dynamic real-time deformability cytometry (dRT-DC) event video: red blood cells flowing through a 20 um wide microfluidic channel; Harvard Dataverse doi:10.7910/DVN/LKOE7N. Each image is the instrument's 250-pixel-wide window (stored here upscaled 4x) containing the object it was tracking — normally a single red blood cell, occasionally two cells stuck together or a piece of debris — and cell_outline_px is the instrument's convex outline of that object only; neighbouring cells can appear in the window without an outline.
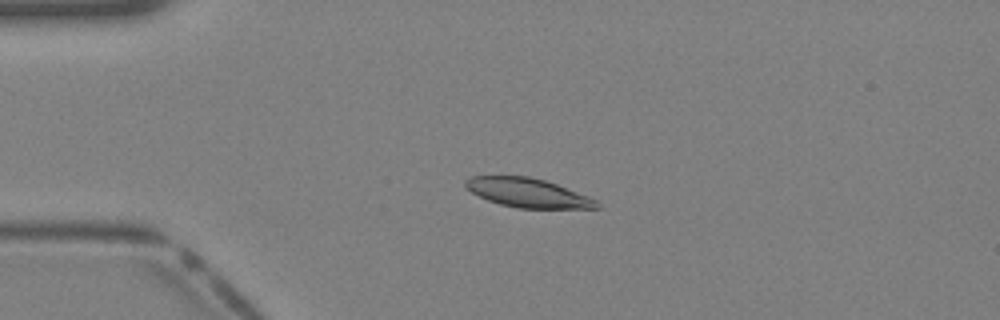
{"species": "Egyptian fruit bat (a non-hibernating species)", "species_latin": "Rousettus aegyptiacus", "temperature_condition": "warm", "stored_images_in_passage": 39, "camera_frame_rate_fps": 3000, "um_per_image_px": 0.085, "animal": {"sex": "female"}, "frame": {"image": 1, "passage_image": 9, "time_ms": 2.667, "image_size_px": [1000, 320], "cell_outline_px": [[604, 208], [516, 208], [500, 204], [488, 200], [472, 192], [464, 184], [464, 180], [472, 176], [528, 176], [544, 180], [556, 184], [588, 196], [596, 200]], "centroid_in_image_um": [44.88, 16.39], "position_along_channel_um": 40.1, "area_um2": 22.08}}
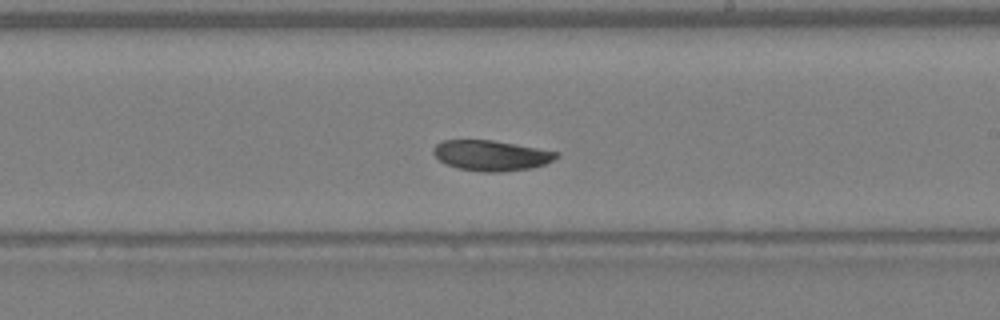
{"frame": {"image": 2, "passage_image": 23, "time_ms": 7.333, "image_size_px": [1000, 320], "cell_outline_px": [[560, 156], [544, 164], [532, 168], [500, 172], [484, 172], [456, 168], [440, 160], [432, 152], [432, 148], [436, 144], [444, 140], [492, 140], [560, 152]], "centroid_in_image_um": [41.76, 13.21], "position_along_channel_um": 247.2, "area_um2": 21.73}}
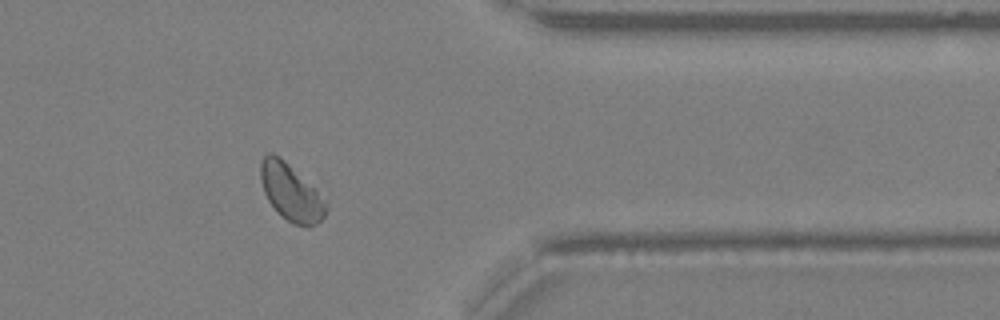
{"frame": {"image": 3, "passage_image": 32, "time_ms": 10.333, "image_size_px": [1000, 320], "cell_outline_px": [[328, 208], [324, 216], [316, 224], [308, 228], [292, 224], [280, 216], [268, 200], [264, 192], [260, 180], [260, 160], [268, 152], [272, 152], [280, 156], [316, 188]], "centroid_in_image_um": [24.71, 16.35], "position_along_channel_um": 386.7, "area_um2": 21.96}}